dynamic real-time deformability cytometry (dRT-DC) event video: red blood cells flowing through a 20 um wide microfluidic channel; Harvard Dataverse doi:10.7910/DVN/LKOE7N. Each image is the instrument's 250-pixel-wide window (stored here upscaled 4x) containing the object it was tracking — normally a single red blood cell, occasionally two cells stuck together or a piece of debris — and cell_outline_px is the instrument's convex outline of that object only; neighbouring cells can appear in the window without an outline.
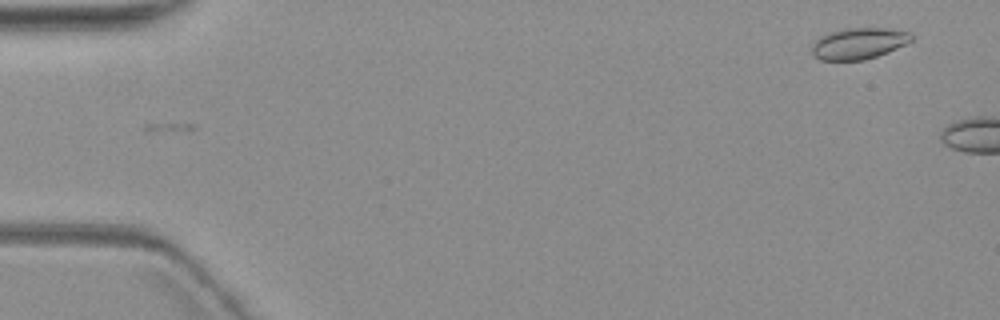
{"species": "common noctule bat (a hibernating species)", "species_latin": "Nyctalus noctula", "temperature_condition": "warm", "stored_images_in_passage": 5, "segment_of_instrument_passage": [2, 2], "camera_frame_rate_fps": 3000, "um_per_image_px": 0.085, "animal": {"sex": "female", "body_mass_g": 19.3, "forearm_length_mm": 54.1}, "frame": {"image": 1, "passage_image": 5, "time_ms": 5.0, "image_size_px": [1000, 320], "cell_outline_px": [[912, 40], [888, 52], [864, 60], [820, 60], [812, 56], [812, 44], [820, 36], [828, 32], [844, 28], [888, 28], [912, 32]], "centroid_in_image_um": [72.96, 3.68], "position_along_channel_um": 12.0, "area_um2": 18.26}}